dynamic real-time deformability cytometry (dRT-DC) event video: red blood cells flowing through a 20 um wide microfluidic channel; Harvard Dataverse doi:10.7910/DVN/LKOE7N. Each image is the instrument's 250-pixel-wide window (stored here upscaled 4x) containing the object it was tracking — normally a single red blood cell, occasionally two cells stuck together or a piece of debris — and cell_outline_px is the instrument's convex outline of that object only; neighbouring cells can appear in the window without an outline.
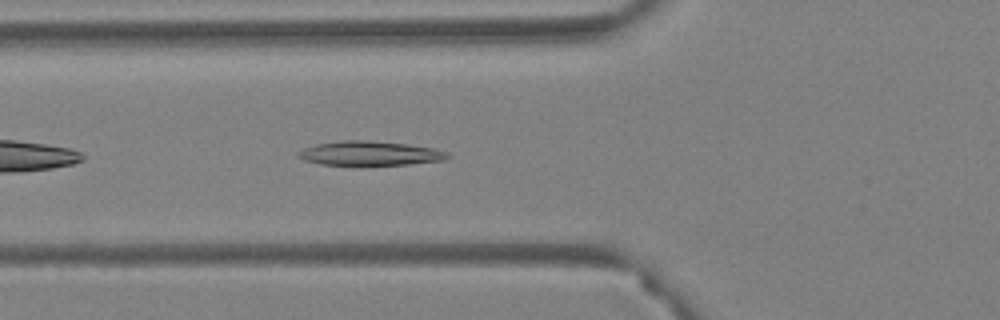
{"species": "Egyptian fruit bat (a non-hibernating species)", "species_latin": "Rousettus aegyptiacus", "temperature_condition": "warm", "stored_images_in_passage": 41, "camera_frame_rate_fps": 3000, "um_per_image_px": 0.085, "animal": {"sex": "female"}, "frame": {"image": 1, "passage_image": 6, "time_ms": 1.667, "image_size_px": [1000, 320], "cell_outline_px": [[452, 156], [444, 160], [408, 164], [320, 164], [304, 160], [296, 156], [296, 152], [304, 148], [316, 144], [340, 140], [368, 140], [408, 144], [436, 148], [448, 152]], "centroid_in_image_um": [31.45, 13.01], "position_along_channel_um": 94.3, "area_um2": 21.1}}
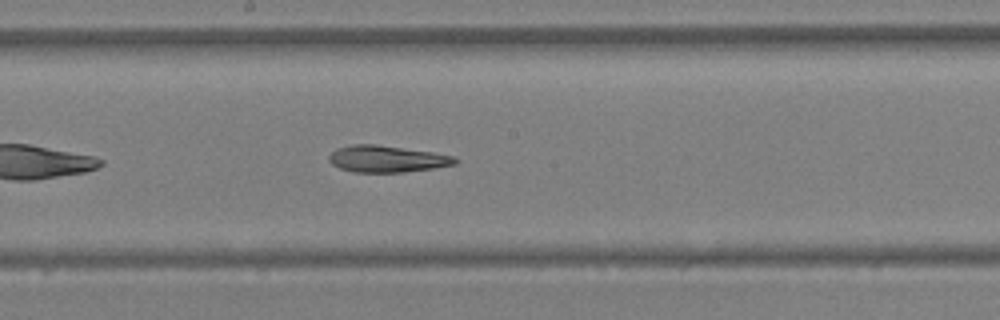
{"frame": {"image": 2, "passage_image": 16, "time_ms": 5.0, "image_size_px": [1000, 320], "cell_outline_px": [[460, 160], [456, 164], [432, 168], [404, 172], [352, 172], [340, 168], [332, 164], [328, 160], [328, 156], [336, 148], [352, 144], [376, 144], [432, 152], [456, 156]], "centroid_in_image_um": [32.89, 13.5], "position_along_channel_um": 215.3, "area_um2": 19.71}}
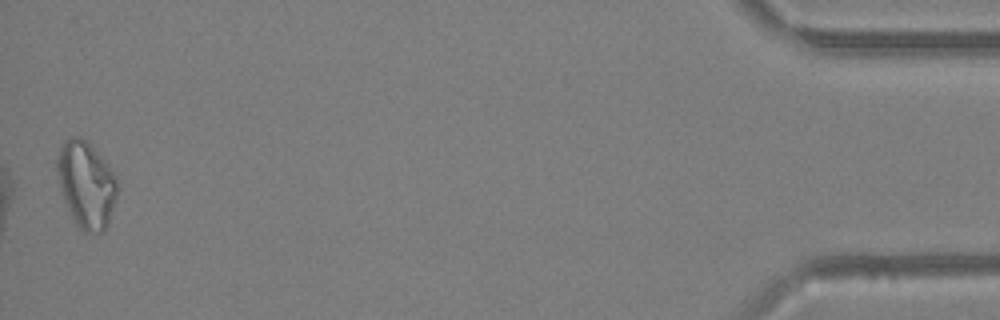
{"frame": {"image": 3, "passage_image": 41, "time_ms": 13.333, "image_size_px": [1000, 320], "cell_outline_px": [[116, 196], [104, 232], [84, 232], [76, 224], [64, 200], [56, 168], [56, 160], [60, 148], [64, 140], [72, 136], [80, 136], [104, 160], [116, 176]], "centroid_in_image_um": [7.3, 15.67], "position_along_channel_um": 427.9, "area_um2": 29.59}}